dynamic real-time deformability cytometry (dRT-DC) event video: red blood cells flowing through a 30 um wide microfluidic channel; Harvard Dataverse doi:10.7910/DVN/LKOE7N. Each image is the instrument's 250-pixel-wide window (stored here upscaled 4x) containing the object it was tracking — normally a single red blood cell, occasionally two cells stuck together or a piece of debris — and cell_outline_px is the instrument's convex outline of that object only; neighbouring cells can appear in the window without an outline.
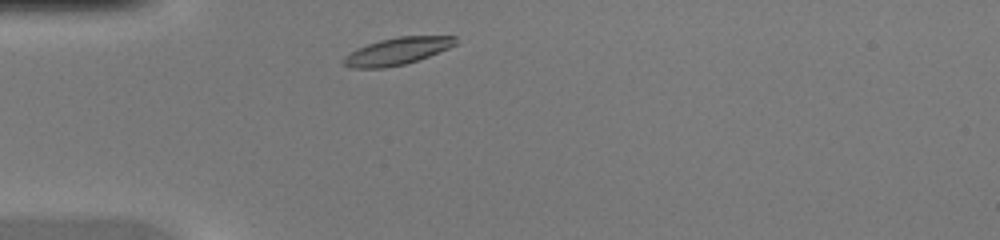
{"species": "common noctule bat (a hibernating species)", "species_latin": "Nyctalus noctula", "temperature_condition": "warm", "stored_images_in_passage": 35, "camera_frame_rate_fps": 3000, "um_per_image_px": 0.085, "animal": {"sex": "female", "body_mass_g": 20.0, "forearm_length_mm": 54.0}, "frame": {"image": 1, "passage_image": 2, "time_ms": 0.333, "image_size_px": [1000, 240], "cell_outline_px": [[456, 44], [448, 48], [428, 56], [404, 64], [384, 68], [352, 68], [340, 64], [340, 60], [344, 56], [368, 44], [380, 40], [400, 36], [456, 36]], "centroid_in_image_um": [33.72, 4.36], "position_along_channel_um": 51.3, "area_um2": 17.51}}
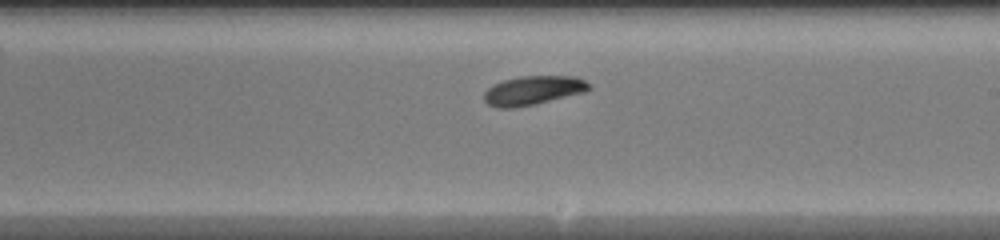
{"frame": {"image": 2, "passage_image": 16, "time_ms": 5.0, "image_size_px": [1000, 240], "cell_outline_px": [[592, 88], [588, 92], [532, 104], [512, 108], [496, 108], [488, 104], [484, 100], [484, 92], [492, 84], [504, 80], [520, 76], [576, 76], [584, 80]], "centroid_in_image_um": [45.32, 7.68], "position_along_channel_um": 243.7, "area_um2": 17.8}}
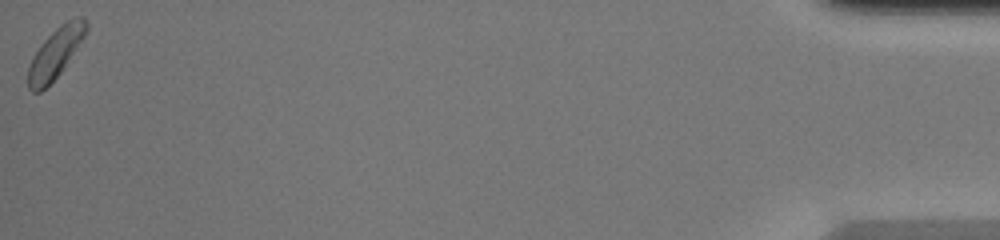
{"frame": {"image": 3, "passage_image": 35, "time_ms": 11.333, "image_size_px": [1000, 240], "cell_outline_px": [[88, 32], [60, 72], [40, 92], [32, 92], [28, 88], [28, 68], [32, 56], [40, 44], [60, 24], [76, 16], [80, 16], [88, 20]], "centroid_in_image_um": [4.73, 4.46], "position_along_channel_um": 430.5, "area_um2": 16.88}}